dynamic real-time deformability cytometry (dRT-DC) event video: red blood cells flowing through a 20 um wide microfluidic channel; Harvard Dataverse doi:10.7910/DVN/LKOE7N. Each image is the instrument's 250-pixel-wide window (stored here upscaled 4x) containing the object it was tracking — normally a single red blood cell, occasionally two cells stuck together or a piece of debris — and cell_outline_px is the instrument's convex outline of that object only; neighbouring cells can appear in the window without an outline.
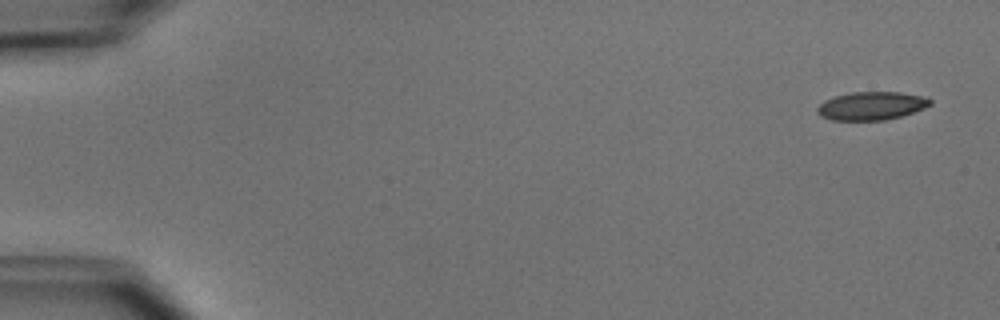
{"species": "common noctule bat (a hibernating species)", "species_latin": "Nyctalus noctula", "temperature_condition": "cold", "stored_images_in_passage": 5, "camera_frame_rate_fps": 3000, "um_per_image_px": 0.085, "animal": {"sex": "male", "body_mass_g": 15.6}, "frame": {"image": 1, "passage_image": 1, "time_ms": 0.0, "image_size_px": [1000, 320], "cell_outline_px": [[932, 104], [924, 108], [900, 116], [884, 120], [832, 120], [820, 116], [816, 112], [816, 108], [824, 100], [836, 96], [852, 92], [900, 92], [928, 96], [932, 100]], "centroid_in_image_um": [74.09, 8.99], "position_along_channel_um": 10.9, "area_um2": 18.67}}
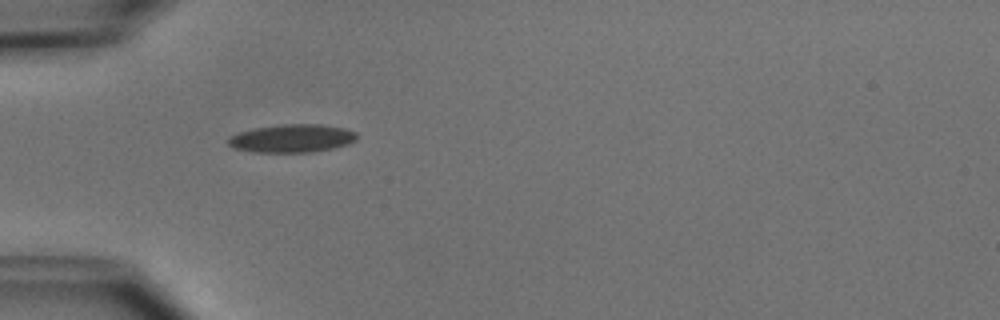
{"frame": {"image": 2, "passage_image": 4, "time_ms": 4.667, "image_size_px": [1000, 320], "cell_outline_px": [[360, 136], [356, 140], [348, 144], [332, 148], [312, 152], [252, 152], [236, 148], [228, 144], [228, 136], [252, 128], [284, 124], [320, 124], [344, 128], [356, 132]], "centroid_in_image_um": [24.84, 11.75], "position_along_channel_um": 60.2, "area_um2": 21.15}}